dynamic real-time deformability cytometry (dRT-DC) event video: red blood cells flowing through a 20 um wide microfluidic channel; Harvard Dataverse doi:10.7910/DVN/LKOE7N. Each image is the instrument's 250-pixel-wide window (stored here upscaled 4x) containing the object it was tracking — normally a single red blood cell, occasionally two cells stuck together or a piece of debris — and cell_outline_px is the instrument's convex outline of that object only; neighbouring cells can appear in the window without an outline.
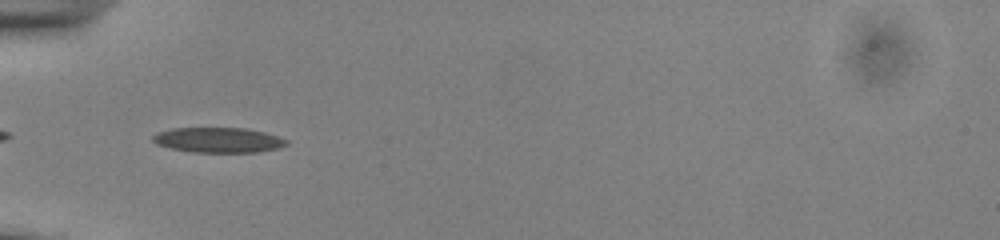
{"species": "common noctule bat (a hibernating species)", "species_latin": "Nyctalus noctula", "temperature_condition": "cold", "stored_images_in_passage": 24, "camera_frame_rate_fps": 3000, "um_per_image_px": 0.085, "animal": {"sex": "male", "body_mass_g": 13.0, "forearm_length_mm": 53.1}, "frame": {"image": 1, "passage_image": 2, "time_ms": 0.333, "image_size_px": [1000, 240], "cell_outline_px": [[288, 144], [280, 148], [256, 152], [192, 152], [172, 148], [156, 144], [152, 140], [152, 136], [160, 132], [172, 128], [248, 128], [264, 132], [288, 140]], "centroid_in_image_um": [18.58, 11.9], "position_along_channel_um": 66.4, "area_um2": 19.48}}
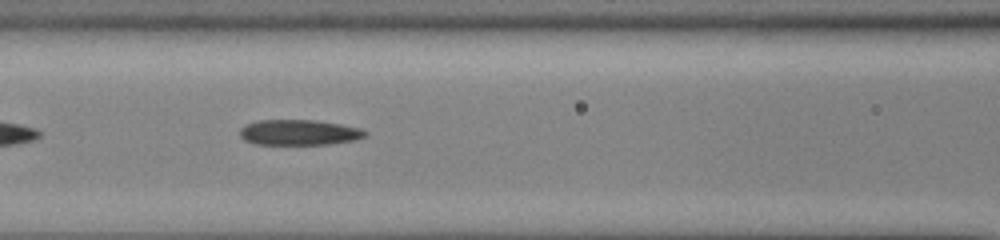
{"frame": {"image": 2, "passage_image": 8, "time_ms": 2.333, "image_size_px": [1000, 240], "cell_outline_px": [[368, 136], [356, 140], [328, 144], [252, 144], [244, 140], [240, 136], [240, 128], [244, 124], [256, 120], [316, 120], [340, 124], [360, 128], [368, 132]], "centroid_in_image_um": [25.41, 11.25], "position_along_channel_um": 141.2, "area_um2": 18.84}}
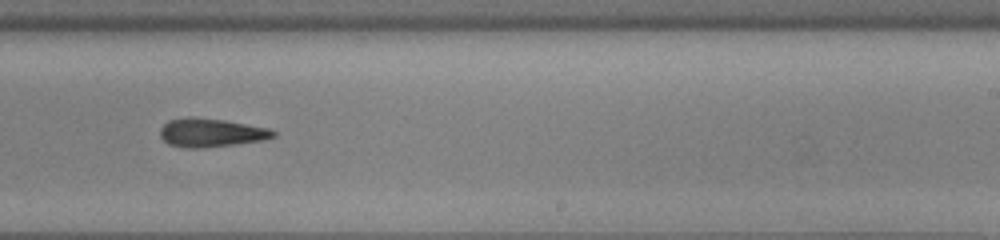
{"frame": {"image": 3, "passage_image": 18, "time_ms": 5.667, "image_size_px": [1000, 240], "cell_outline_px": [[276, 136], [264, 140], [236, 144], [200, 148], [184, 148], [168, 144], [160, 136], [160, 128], [168, 120], [188, 116], [192, 116], [224, 120], [268, 128], [276, 132]], "centroid_in_image_um": [17.91, 11.27], "position_along_channel_um": 271.1, "area_um2": 18.96}}